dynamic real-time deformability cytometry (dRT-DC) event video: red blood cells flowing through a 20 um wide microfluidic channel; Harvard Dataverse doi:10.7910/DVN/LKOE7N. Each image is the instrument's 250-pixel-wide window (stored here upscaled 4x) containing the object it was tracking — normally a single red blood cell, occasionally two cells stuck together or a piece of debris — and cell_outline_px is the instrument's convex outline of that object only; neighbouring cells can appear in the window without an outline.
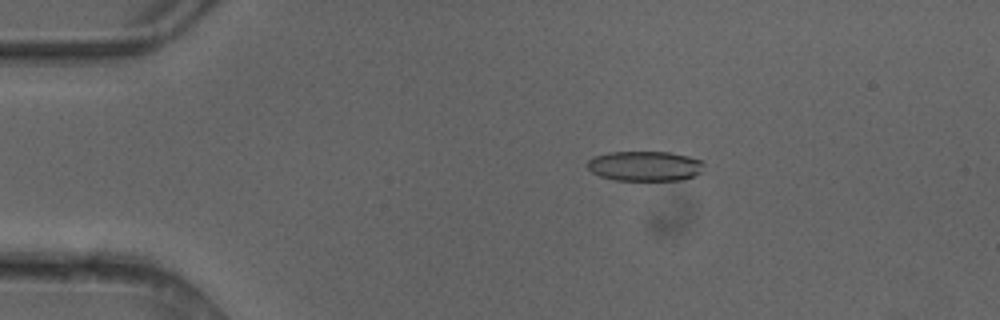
{"species": "common noctule bat (a hibernating species)", "species_latin": "Nyctalus noctula", "temperature_condition": "cold", "stored_images_in_passage": 6, "camera_frame_rate_fps": 3000, "um_per_image_px": 0.085, "animal": {"sex": "female"}, "frame": {"image": 1, "passage_image": 3, "time_ms": 0.667, "image_size_px": [1000, 320], "cell_outline_px": [[704, 164], [700, 172], [696, 176], [684, 180], [616, 180], [600, 176], [592, 172], [588, 168], [588, 160], [596, 156], [608, 152], [668, 152], [688, 156], [700, 160]], "centroid_in_image_um": [54.83, 14.12], "position_along_channel_um": 30.2, "area_um2": 20.29}}
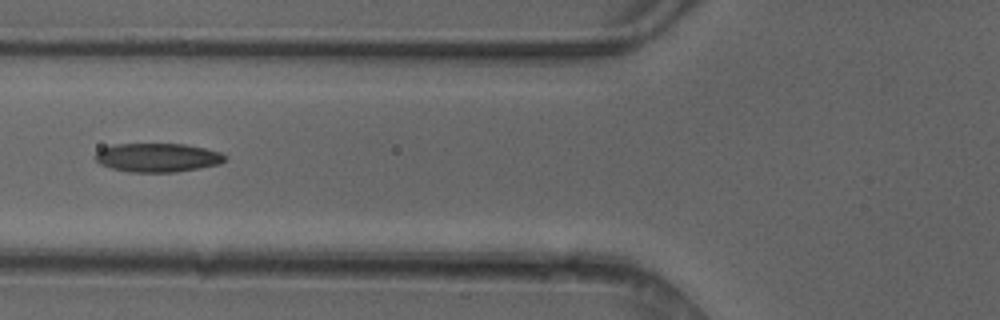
{"frame": {"image": 2, "passage_image": 6, "time_ms": 1.667, "image_size_px": [1000, 320], "cell_outline_px": [[228, 160], [220, 164], [200, 168], [176, 172], [128, 172], [112, 168], [100, 164], [96, 160], [96, 152], [100, 148], [112, 144], [184, 144], [204, 148], [220, 152], [228, 156]], "centroid_in_image_um": [13.42, 13.39], "position_along_channel_um": 112.4, "area_um2": 21.96}}